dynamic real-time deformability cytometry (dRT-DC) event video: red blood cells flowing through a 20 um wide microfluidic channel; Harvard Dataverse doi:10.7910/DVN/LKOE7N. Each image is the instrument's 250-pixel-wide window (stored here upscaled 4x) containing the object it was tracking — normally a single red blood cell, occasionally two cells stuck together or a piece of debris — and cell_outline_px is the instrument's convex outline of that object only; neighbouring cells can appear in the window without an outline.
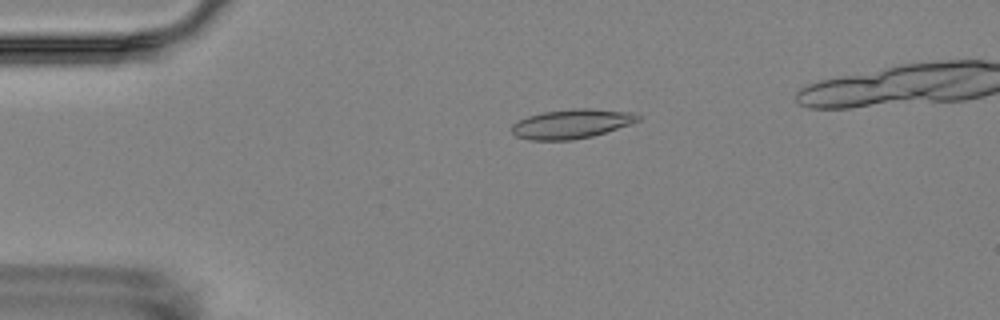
{"species": "Egyptian fruit bat (a non-hibernating species)", "species_latin": "Rousettus aegyptiacus", "temperature_condition": "room temperature", "stored_images_in_passage": 5, "camera_frame_rate_fps": 3000, "um_per_image_px": 0.085, "animal": {"sex": "female"}, "frame": {"image": 1, "passage_image": 3, "time_ms": 3.0, "image_size_px": [1000, 320], "cell_outline_px": [[640, 120], [592, 136], [572, 140], [532, 140], [516, 136], [512, 132], [512, 124], [516, 120], [528, 116], [544, 112], [572, 108], [592, 108], [632, 112], [640, 116]], "centroid_in_image_um": [48.55, 10.51], "position_along_channel_um": 36.5, "area_um2": 21.44}}